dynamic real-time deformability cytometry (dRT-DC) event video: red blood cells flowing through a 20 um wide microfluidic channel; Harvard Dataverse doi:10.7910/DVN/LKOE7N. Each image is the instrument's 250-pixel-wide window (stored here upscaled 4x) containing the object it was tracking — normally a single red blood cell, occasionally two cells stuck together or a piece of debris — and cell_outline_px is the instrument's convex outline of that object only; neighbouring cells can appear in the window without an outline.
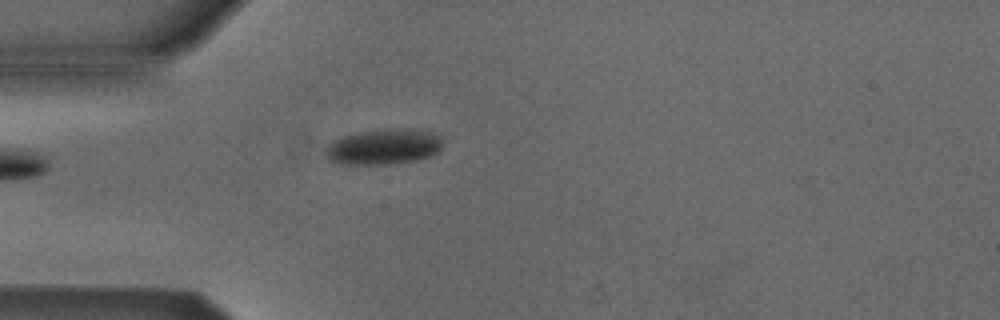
{"species": "Egyptian fruit bat (a non-hibernating species)", "species_latin": "Rousettus aegyptiacus", "temperature_condition": "cold", "stored_images_in_passage": 3, "camera_frame_rate_fps": 3000, "um_per_image_px": 0.085, "animal": {"sex": "male"}, "frame": {"image": 1, "passage_image": 3, "time_ms": 2.333, "image_size_px": [1000, 320], "cell_outline_px": [[444, 144], [432, 156], [416, 160], [396, 164], [332, 164], [324, 156], [324, 148], [332, 140], [340, 136], [356, 132], [380, 128], [424, 128], [436, 132], [444, 136]], "centroid_in_image_um": [32.63, 12.44], "position_along_channel_um": 52.4, "area_um2": 25.72}}